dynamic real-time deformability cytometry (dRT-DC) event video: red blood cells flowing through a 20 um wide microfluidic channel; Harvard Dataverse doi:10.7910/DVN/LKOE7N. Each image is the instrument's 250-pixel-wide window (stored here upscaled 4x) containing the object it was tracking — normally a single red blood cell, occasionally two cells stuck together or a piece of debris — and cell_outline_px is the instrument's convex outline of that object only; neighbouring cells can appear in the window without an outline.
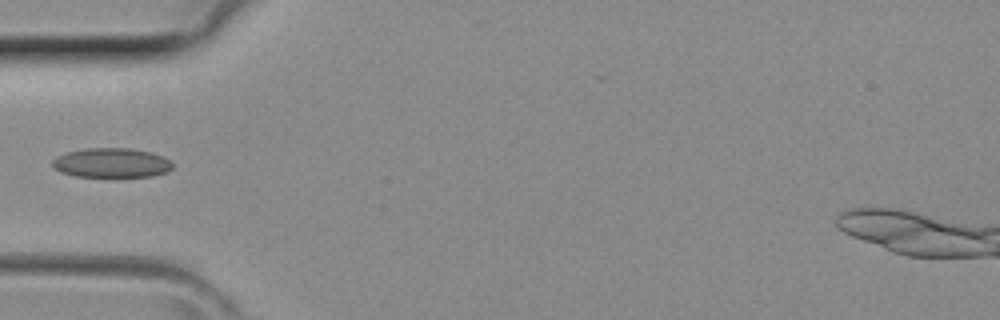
{"species": "common noctule bat (a hibernating species)", "species_latin": "Nyctalus noctula", "temperature_condition": "room temperature", "stored_images_in_passage": 3, "camera_frame_rate_fps": 3000, "um_per_image_px": 0.085, "animal": {"sex": "female", "body_mass_g": 29.2, "forearm_length_mm": 56.3}, "frame": {"image": 1, "passage_image": 3, "time_ms": 0.667, "image_size_px": [1000, 320], "cell_outline_px": [[172, 168], [168, 172], [152, 176], [116, 180], [112, 180], [76, 176], [60, 172], [52, 164], [52, 160], [56, 156], [64, 152], [84, 148], [128, 148], [152, 152], [164, 156], [172, 164]], "centroid_in_image_um": [9.48, 13.89], "position_along_channel_um": 75.5, "area_um2": 21.85}}